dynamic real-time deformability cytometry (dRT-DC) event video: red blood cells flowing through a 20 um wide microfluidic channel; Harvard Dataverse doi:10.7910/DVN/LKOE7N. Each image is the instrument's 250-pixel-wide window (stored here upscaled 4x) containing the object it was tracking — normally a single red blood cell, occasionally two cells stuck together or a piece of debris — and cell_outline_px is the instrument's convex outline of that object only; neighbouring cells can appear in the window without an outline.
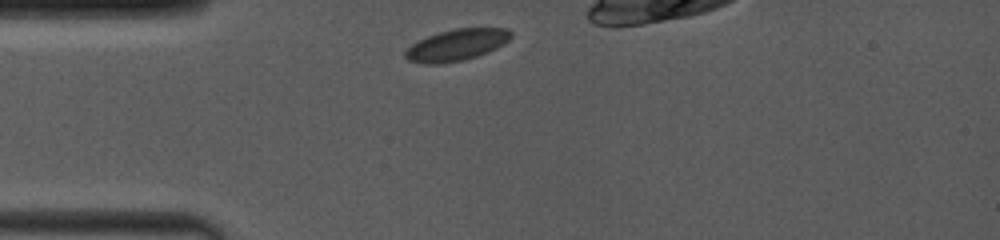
{"species": "common noctule bat (a hibernating species)", "species_latin": "Nyctalus noctula", "temperature_condition": "room temperature", "stored_images_in_passage": 4, "camera_frame_rate_fps": 4000, "um_per_image_px": 0.085, "animal": {"sex": "female", "body_mass_g": 19.0, "forearm_length_mm": 53.3}, "frame": {"image": 1, "passage_image": 1, "time_ms": 0.0, "image_size_px": [1000, 240], "cell_outline_px": [[512, 36], [504, 44], [488, 52], [464, 60], [436, 64], [424, 64], [408, 60], [404, 56], [404, 52], [412, 44], [428, 36], [440, 32], [456, 28], [508, 28], [512, 32]], "centroid_in_image_um": [38.83, 3.82], "position_along_channel_um": 46.2, "area_um2": 19.31}}
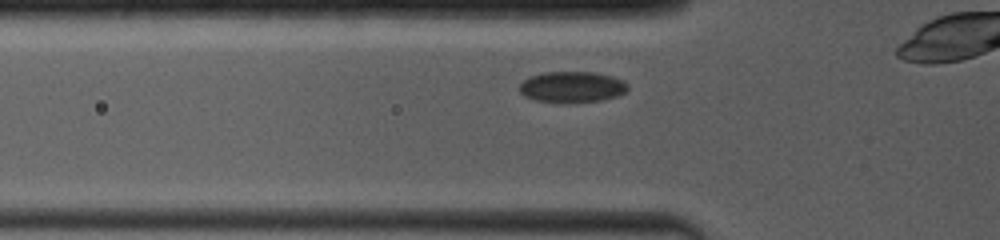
{"frame": {"image": 2, "passage_image": 3, "time_ms": 1.25, "image_size_px": [1000, 240], "cell_outline_px": [[628, 88], [624, 92], [616, 96], [600, 100], [568, 104], [564, 104], [536, 100], [524, 96], [520, 92], [520, 84], [528, 76], [544, 72], [592, 72], [612, 76], [628, 84]], "centroid_in_image_um": [48.58, 7.4], "position_along_channel_um": 77.2, "area_um2": 19.71}}